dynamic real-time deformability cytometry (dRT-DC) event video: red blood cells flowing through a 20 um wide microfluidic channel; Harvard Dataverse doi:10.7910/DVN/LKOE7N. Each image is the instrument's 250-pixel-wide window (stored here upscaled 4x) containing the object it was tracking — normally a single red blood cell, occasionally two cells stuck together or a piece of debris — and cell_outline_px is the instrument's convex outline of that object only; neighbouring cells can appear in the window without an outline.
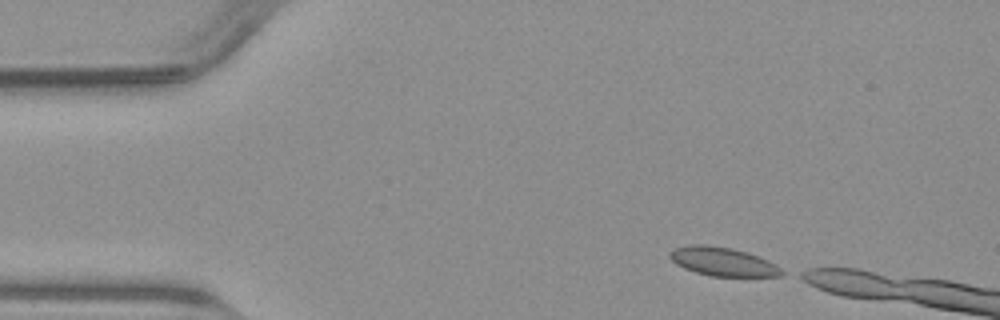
{"species": "common noctule bat (a hibernating species)", "species_latin": "Nyctalus noctula", "temperature_condition": "warm", "stored_images_in_passage": 5, "camera_frame_rate_fps": 3000, "um_per_image_px": 0.085, "animal": {"sex": "male", "body_mass_g": 23.1, "forearm_length_mm": 52.7}, "frame": {"image": 1, "passage_image": 1, "time_ms": 0.0, "image_size_px": [1000, 320], "cell_outline_px": [[788, 272], [784, 276], [712, 276], [696, 272], [684, 268], [676, 264], [668, 256], [668, 252], [676, 248], [688, 244], [704, 244], [732, 248], [748, 252], [768, 260]], "centroid_in_image_um": [61.47, 22.23], "position_along_channel_um": 23.5, "area_um2": 18.9}}